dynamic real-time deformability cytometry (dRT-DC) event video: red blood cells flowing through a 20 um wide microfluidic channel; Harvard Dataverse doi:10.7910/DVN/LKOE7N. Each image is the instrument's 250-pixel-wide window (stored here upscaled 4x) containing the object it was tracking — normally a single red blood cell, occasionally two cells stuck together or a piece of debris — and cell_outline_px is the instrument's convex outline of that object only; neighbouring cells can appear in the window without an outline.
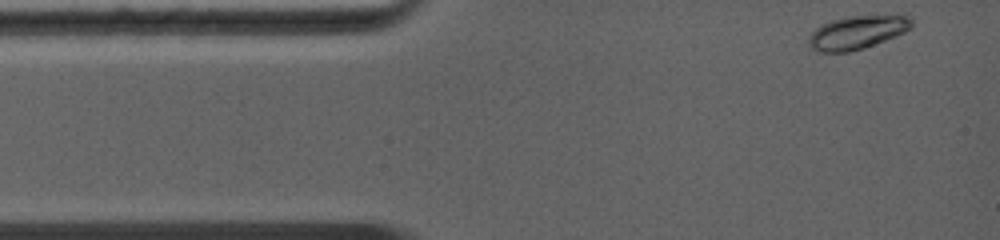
{"species": "common noctule bat (a hibernating species)", "species_latin": "Nyctalus noctula", "temperature_condition": "warm", "stored_images_in_passage": 21, "camera_frame_rate_fps": 5000, "um_per_image_px": 0.085, "animal": {"sex": "female", "body_mass_g": 19.0, "forearm_length_mm": 56.7}, "frame": {"image": 1, "passage_image": 1, "time_ms": 0.0, "image_size_px": [1000, 240], "cell_outline_px": [[912, 28], [896, 36], [864, 48], [848, 52], [820, 52], [808, 48], [808, 36], [816, 28], [832, 20], [852, 16], [912, 16]], "centroid_in_image_um": [72.83, 2.77], "position_along_channel_um": 12.2, "area_um2": 19.88}}
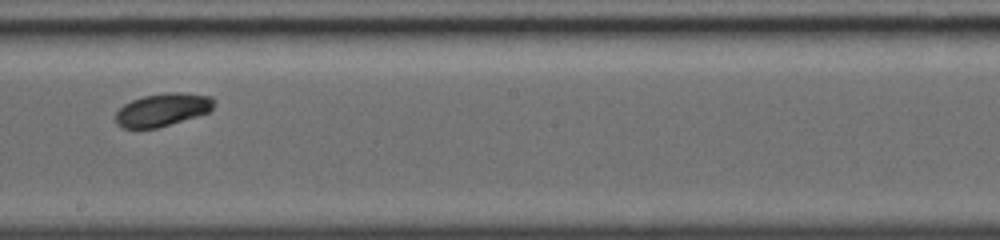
{"frame": {"image": 2, "passage_image": 13, "time_ms": 6.4, "image_size_px": [1000, 240], "cell_outline_px": [[212, 108], [208, 112], [196, 116], [156, 128], [120, 128], [116, 124], [116, 112], [124, 104], [132, 100], [144, 96], [168, 92], [184, 92], [212, 96]], "centroid_in_image_um": [13.78, 9.32], "position_along_channel_um": 234.4, "area_um2": 18.67}}
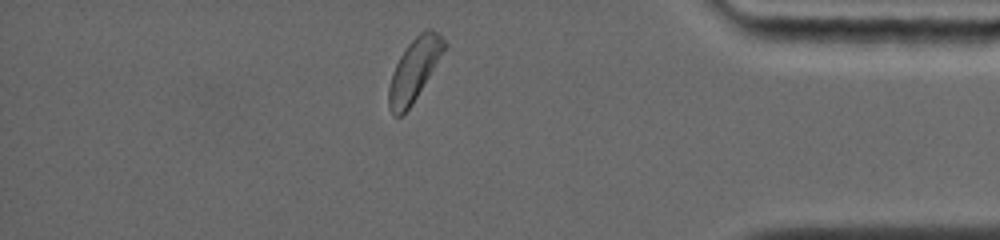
{"frame": {"image": 3, "passage_image": 21, "time_ms": 10.8, "image_size_px": [1000, 240], "cell_outline_px": [[448, 44], [412, 104], [400, 116], [392, 116], [388, 108], [388, 88], [392, 72], [400, 56], [408, 44], [420, 32], [428, 28], [432, 28], [440, 32]], "centroid_in_image_um": [35.21, 5.91], "position_along_channel_um": 400.0, "area_um2": 20.06}, "authors_computed_cell_mechanics": {"area_um2": 19.1318, "velocity_mm_per_s": 4.3949, "shape_relaxation_time_tau1_ms": 1.5503, "shape_relaxation_time_tau2_ms": 1.8422, "deformation_change_tau1": 0.0781, "deformation_change_tau2": 0.0688}}